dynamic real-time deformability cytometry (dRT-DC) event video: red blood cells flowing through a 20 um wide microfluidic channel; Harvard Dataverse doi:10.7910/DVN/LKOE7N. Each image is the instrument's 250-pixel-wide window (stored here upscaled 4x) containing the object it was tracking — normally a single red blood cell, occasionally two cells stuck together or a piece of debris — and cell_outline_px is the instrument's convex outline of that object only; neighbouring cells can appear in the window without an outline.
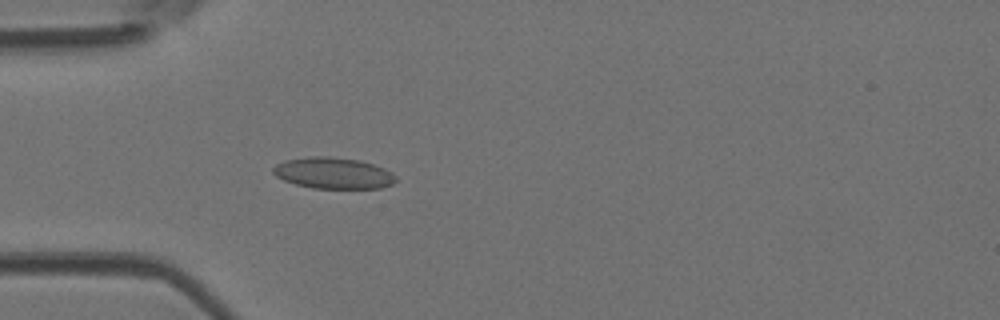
{"species": "Egyptian fruit bat (a non-hibernating species)", "species_latin": "Rousettus aegyptiacus", "temperature_condition": "room temperature", "stored_images_in_passage": 3, "camera_frame_rate_fps": 3000, "um_per_image_px": 0.085, "animal": {"sex": "female"}, "frame": {"image": 1, "passage_image": 3, "time_ms": 0.667, "image_size_px": [1000, 320], "cell_outline_px": [[396, 180], [392, 184], [380, 188], [312, 188], [296, 184], [284, 180], [276, 176], [272, 172], [272, 168], [276, 164], [284, 160], [312, 156], [328, 156], [360, 160], [384, 168], [392, 172], [396, 176]], "centroid_in_image_um": [28.32, 14.71], "position_along_channel_um": 56.7, "area_um2": 22.37}}